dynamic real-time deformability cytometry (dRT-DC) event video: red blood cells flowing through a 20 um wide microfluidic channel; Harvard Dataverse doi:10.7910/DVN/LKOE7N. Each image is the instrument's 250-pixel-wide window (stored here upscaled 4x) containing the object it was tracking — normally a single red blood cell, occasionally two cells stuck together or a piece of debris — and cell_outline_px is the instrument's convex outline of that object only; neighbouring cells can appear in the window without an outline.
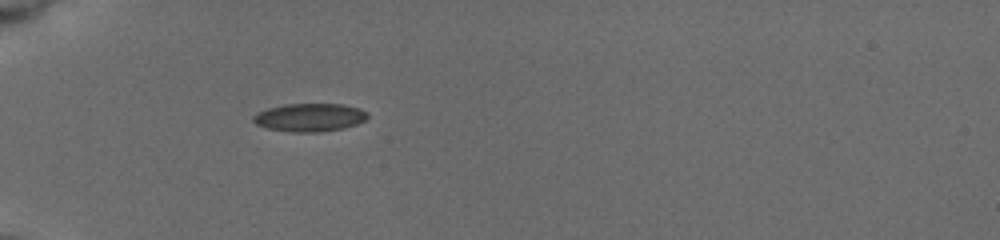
{"species": "common noctule bat (a hibernating species)", "species_latin": "Nyctalus noctula", "temperature_condition": "cold", "stored_images_in_passage": 50, "camera_frame_rate_fps": 3000, "um_per_image_px": 0.085, "animal": {"sex": "female", "body_mass_g": 19.5, "forearm_length_mm": 54.1}, "frame": {"image": 1, "passage_image": 1, "time_ms": 0.0, "image_size_px": [1000, 240], "cell_outline_px": [[368, 116], [364, 120], [356, 124], [344, 128], [316, 132], [292, 132], [268, 128], [256, 124], [252, 120], [252, 116], [268, 108], [284, 104], [340, 104], [360, 108], [368, 112]], "centroid_in_image_um": [26.33, 9.97], "position_along_channel_um": 58.7, "area_um2": 18.61}}
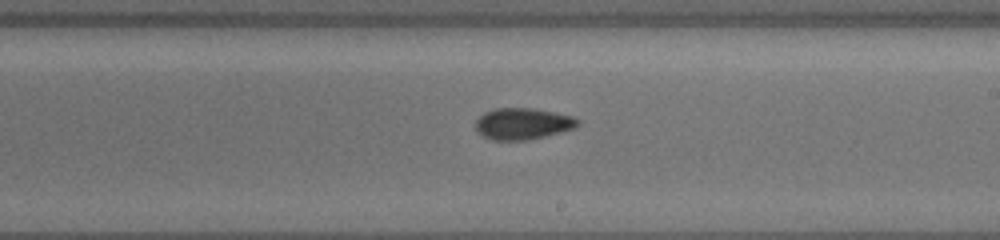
{"frame": {"image": 2, "passage_image": 22, "time_ms": 5.333, "image_size_px": [1000, 240], "cell_outline_px": [[580, 124], [572, 128], [560, 132], [528, 140], [492, 140], [484, 136], [476, 128], [476, 120], [484, 112], [496, 108], [532, 108], [572, 116], [580, 120]], "centroid_in_image_um": [44.43, 10.51], "position_along_channel_um": 244.6, "area_um2": 18.5}}
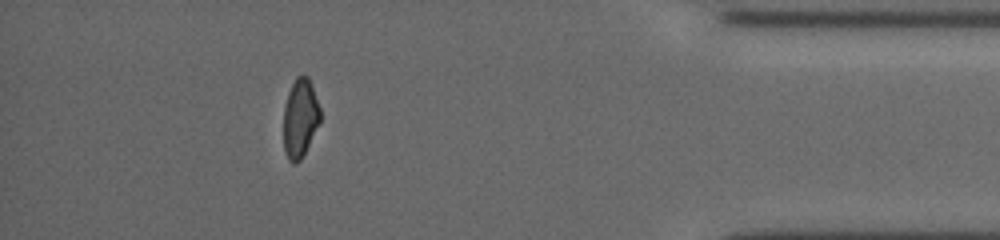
{"frame": {"image": 3, "passage_image": 43, "time_ms": 10.667, "image_size_px": [1000, 240], "cell_outline_px": [[320, 120], [300, 160], [296, 164], [292, 164], [288, 160], [284, 148], [284, 108], [288, 92], [296, 76], [308, 76], [320, 108]], "centroid_in_image_um": [25.49, 10.04], "position_along_channel_um": 409.7, "area_um2": 16.47}, "authors_computed_cell_mechanics": {"area_um2": 18.0336, "velocity_mm_per_s": 3.7783, "shape_relaxation_time_tau1_ms": 2.0055, "shape_relaxation_time_tau2_ms": 4.2374, "deformation_change_tau1": 0.1055, "deformation_change_tau2": 0.0923}}